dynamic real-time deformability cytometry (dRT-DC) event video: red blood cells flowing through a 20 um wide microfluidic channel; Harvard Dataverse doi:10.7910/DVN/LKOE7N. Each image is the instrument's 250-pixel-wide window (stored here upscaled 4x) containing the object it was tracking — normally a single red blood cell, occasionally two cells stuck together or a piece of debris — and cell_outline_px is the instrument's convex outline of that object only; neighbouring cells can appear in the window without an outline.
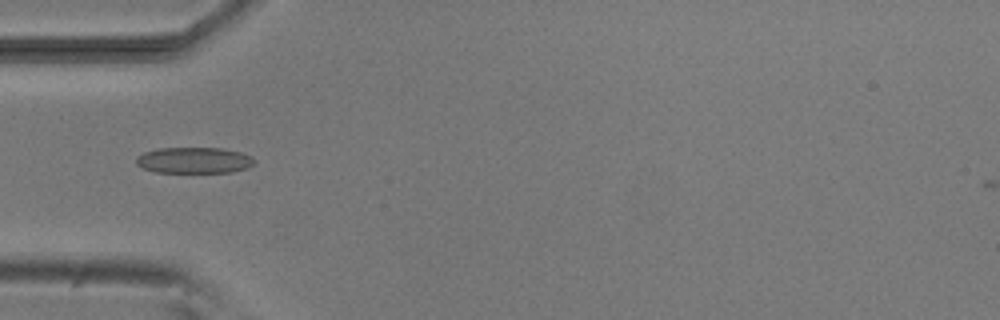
{"species": "common noctule bat (a hibernating species)", "species_latin": "Nyctalus noctula", "temperature_condition": "room temperature", "stored_images_in_passage": 8, "camera_frame_rate_fps": 3000, "um_per_image_px": 0.085, "animal": {"sex": "male", "body_mass_g": 20.5, "forearm_length_mm": 52.5}, "frame": {"image": 1, "passage_image": 4, "time_ms": 4.333, "image_size_px": [1000, 320], "cell_outline_px": [[256, 160], [248, 168], [232, 172], [156, 172], [144, 168], [136, 164], [136, 156], [144, 152], [160, 148], [224, 148], [240, 152], [252, 156]], "centroid_in_image_um": [16.51, 13.62], "position_along_channel_um": 68.5, "area_um2": 17.98}}
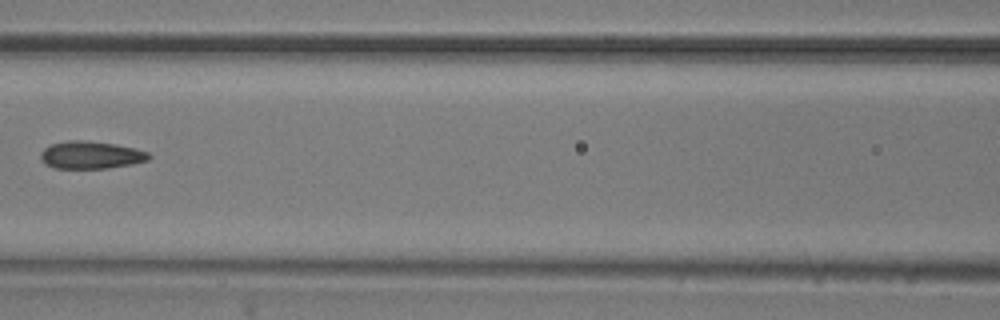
{"frame": {"image": 2, "passage_image": 6, "time_ms": 6.667, "image_size_px": [1000, 320], "cell_outline_px": [[152, 156], [148, 160], [132, 164], [108, 168], [52, 168], [44, 164], [40, 160], [40, 152], [44, 148], [52, 144], [68, 140], [88, 140], [116, 144], [148, 152]], "centroid_in_image_um": [7.69, 13.17], "position_along_channel_um": 158.9, "area_um2": 17.51}}
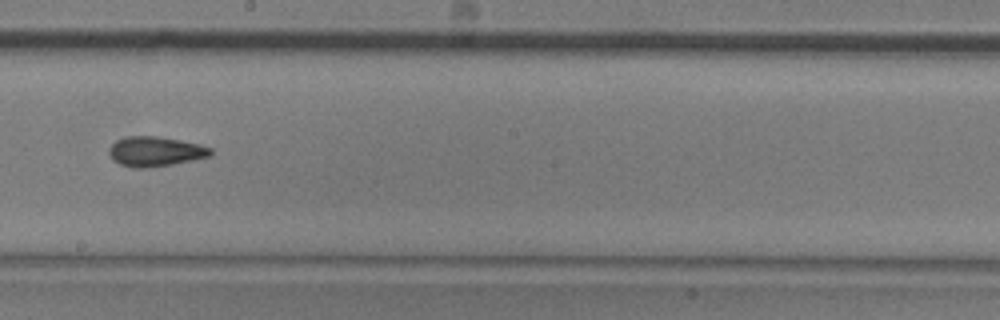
{"frame": {"image": 3, "passage_image": 8, "time_ms": 8.667, "image_size_px": [1000, 320], "cell_outline_px": [[212, 156], [172, 164], [144, 168], [132, 168], [120, 164], [112, 160], [108, 152], [108, 148], [116, 140], [128, 136], [156, 136], [180, 140], [200, 144], [212, 148]], "centroid_in_image_um": [13.19, 12.87], "position_along_channel_um": 235.0, "area_um2": 17.74}}